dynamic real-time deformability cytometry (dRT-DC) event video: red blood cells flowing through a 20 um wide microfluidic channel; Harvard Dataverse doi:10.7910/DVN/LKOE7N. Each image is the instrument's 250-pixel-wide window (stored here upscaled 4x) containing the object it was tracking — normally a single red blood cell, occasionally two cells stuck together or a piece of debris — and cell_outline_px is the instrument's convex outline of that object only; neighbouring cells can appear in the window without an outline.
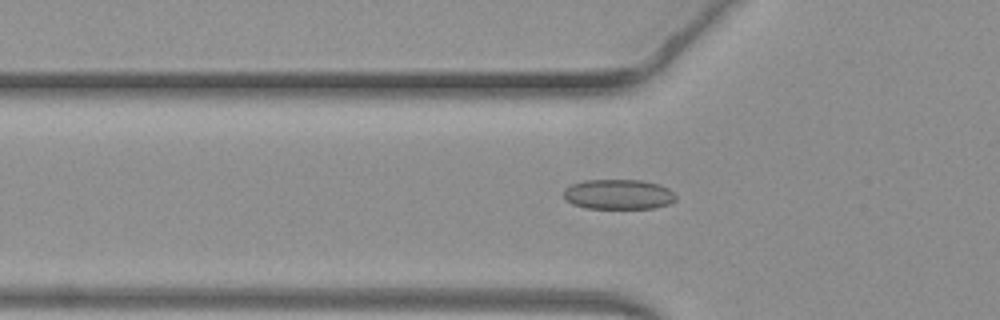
{"species": "common noctule bat (a hibernating species)", "species_latin": "Nyctalus noctula", "temperature_condition": "warm", "stored_images_in_passage": 36, "camera_frame_rate_fps": 3000, "um_per_image_px": 0.085, "animal": {"sex": "female", "body_mass_g": 19.3, "forearm_length_mm": 54.1}, "frame": {"image": 1, "passage_image": 3, "time_ms": 0.667, "image_size_px": [1000, 320], "cell_outline_px": [[676, 200], [668, 204], [656, 208], [584, 208], [572, 204], [564, 196], [564, 188], [572, 184], [584, 180], [640, 180], [660, 184], [668, 188], [676, 196]], "centroid_in_image_um": [52.57, 16.52], "position_along_channel_um": 73.2, "area_um2": 19.65}}
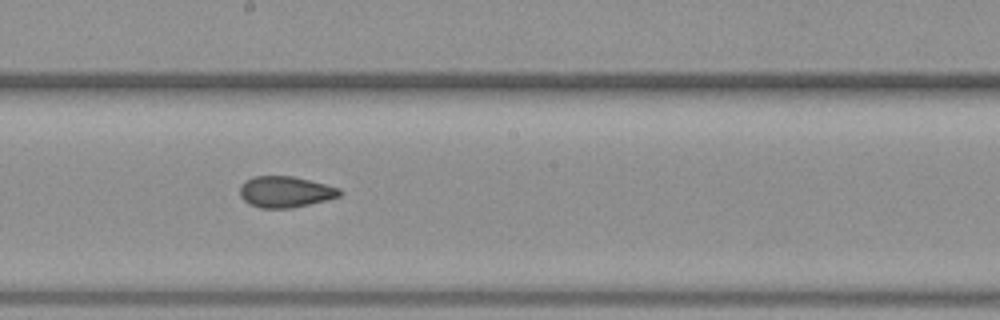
{"frame": {"image": 2, "passage_image": 14, "time_ms": 4.333, "image_size_px": [1000, 320], "cell_outline_px": [[344, 192], [340, 196], [328, 200], [292, 208], [260, 208], [248, 204], [240, 196], [240, 184], [252, 176], [292, 176], [340, 188]], "centroid_in_image_um": [24.25, 16.31], "position_along_channel_um": 224.0, "area_um2": 18.26}}
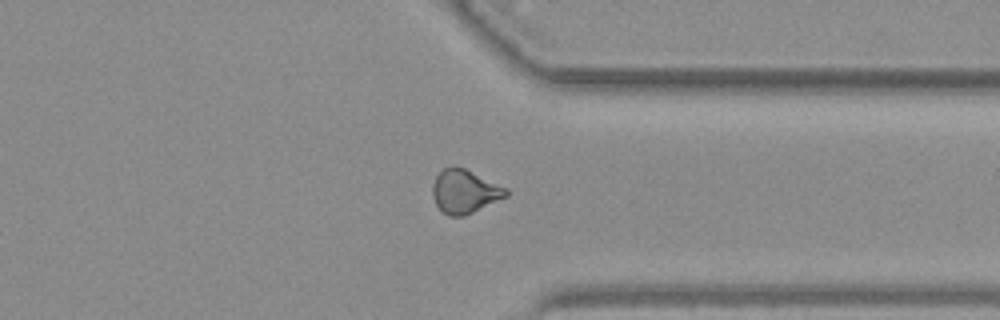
{"frame": {"image": 3, "passage_image": 25, "time_ms": 8.0, "image_size_px": [1000, 320], "cell_outline_px": [[508, 196], [464, 216], [448, 216], [436, 204], [432, 196], [432, 184], [436, 176], [444, 168], [452, 164], [464, 168], [508, 188]], "centroid_in_image_um": [39.49, 16.26], "position_along_channel_um": 371.9, "area_um2": 18.73}, "authors_computed_cell_mechanics": {"area_um2": 18.5827, "velocity_mm_per_s": 4.0874, "shape_relaxation_time_tau1_ms": 8.8008, "shape_relaxation_time_tau2_ms": 1.6902, "deformation_change_tau1": 0.1555, "deformation_change_tau2": 0.079}}